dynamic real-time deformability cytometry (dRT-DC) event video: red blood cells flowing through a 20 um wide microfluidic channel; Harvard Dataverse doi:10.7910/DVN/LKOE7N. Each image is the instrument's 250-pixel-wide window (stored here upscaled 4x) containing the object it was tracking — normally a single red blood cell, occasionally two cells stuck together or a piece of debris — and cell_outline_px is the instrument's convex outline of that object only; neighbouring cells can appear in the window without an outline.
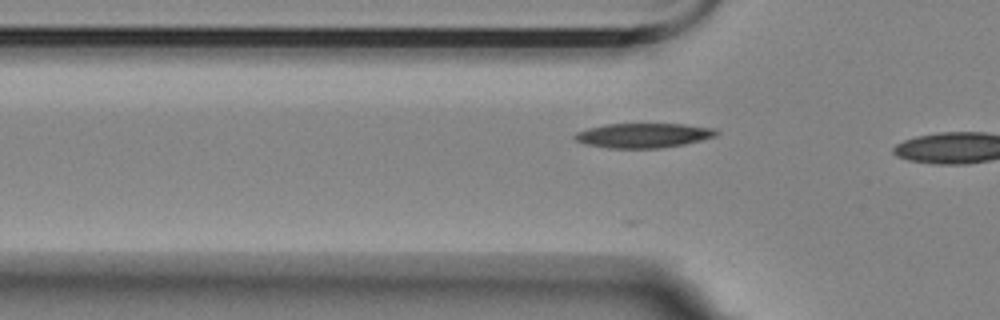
{"species": "Egyptian fruit bat (a non-hibernating species)", "species_latin": "Rousettus aegyptiacus", "temperature_condition": "room temperature", "stored_images_in_passage": 5, "camera_frame_rate_fps": 3000, "um_per_image_px": 0.085, "animal": {"sex": "female"}, "frame": {"image": 1, "passage_image": 4, "time_ms": 1.0, "image_size_px": [1000, 320], "cell_outline_px": [[720, 132], [716, 136], [684, 144], [660, 148], [608, 148], [584, 144], [576, 140], [572, 136], [576, 132], [588, 128], [604, 124], [684, 124], [716, 128]], "centroid_in_image_um": [54.68, 11.51], "position_along_channel_um": 71.1, "area_um2": 20.4}}